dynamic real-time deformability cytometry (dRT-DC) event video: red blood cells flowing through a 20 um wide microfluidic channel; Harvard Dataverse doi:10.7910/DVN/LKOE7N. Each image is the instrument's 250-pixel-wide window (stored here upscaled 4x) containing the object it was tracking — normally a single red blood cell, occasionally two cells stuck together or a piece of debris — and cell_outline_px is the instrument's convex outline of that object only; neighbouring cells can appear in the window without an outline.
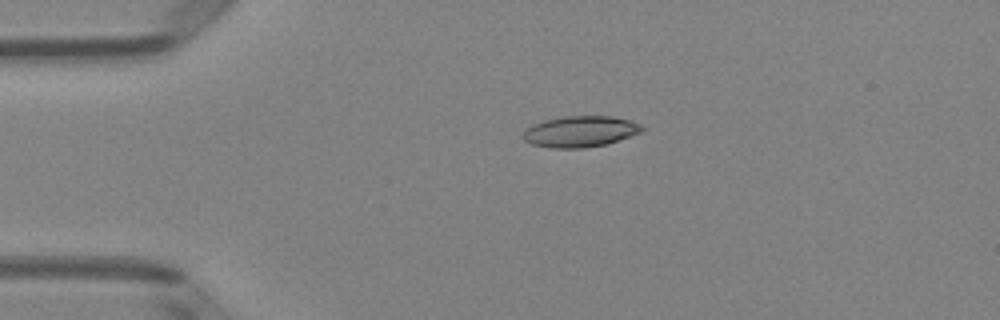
{"species": "Egyptian fruit bat (a non-hibernating species)", "species_latin": "Rousettus aegyptiacus", "temperature_condition": "room temperature", "stored_images_in_passage": 5, "camera_frame_rate_fps": 3000, "um_per_image_px": 0.085, "animal": {"sex": "female"}, "frame": {"image": 1, "passage_image": 3, "time_ms": 0.667, "image_size_px": [1000, 320], "cell_outline_px": [[644, 132], [604, 144], [584, 148], [552, 148], [532, 144], [524, 140], [520, 136], [524, 128], [532, 124], [544, 120], [564, 116], [612, 116], [628, 120], [640, 124], [644, 128]], "centroid_in_image_um": [49.27, 11.17], "position_along_channel_um": 35.7, "area_um2": 21.68}}
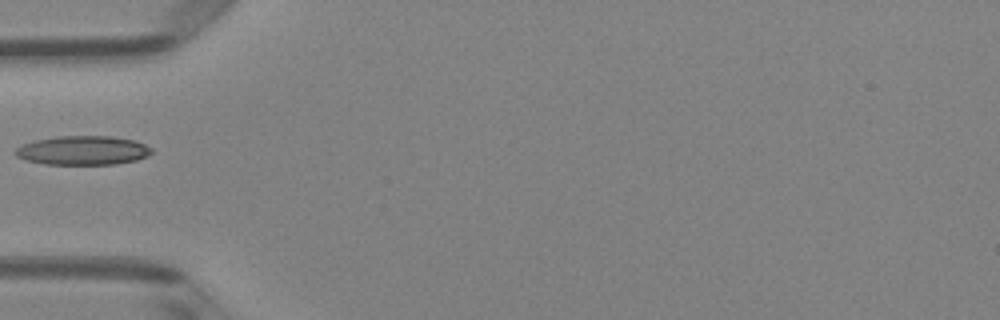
{"frame": {"image": 2, "passage_image": 5, "time_ms": 1.333, "image_size_px": [1000, 320], "cell_outline_px": [[152, 152], [148, 156], [136, 160], [116, 164], [44, 164], [28, 160], [16, 156], [12, 152], [16, 148], [24, 144], [36, 140], [56, 136], [108, 136], [136, 140], [152, 148]], "centroid_in_image_um": [7.06, 12.78], "position_along_channel_um": 77.9, "area_um2": 23.06}}